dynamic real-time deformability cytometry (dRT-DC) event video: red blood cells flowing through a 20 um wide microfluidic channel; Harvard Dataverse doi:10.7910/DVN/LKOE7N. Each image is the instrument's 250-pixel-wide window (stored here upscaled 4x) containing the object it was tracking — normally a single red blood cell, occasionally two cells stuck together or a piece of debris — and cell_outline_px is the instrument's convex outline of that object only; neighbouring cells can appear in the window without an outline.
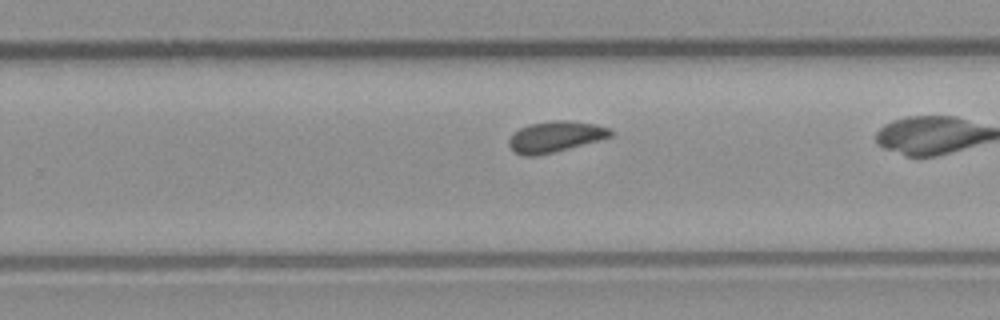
{"species": "common noctule bat (a hibernating species)", "species_latin": "Nyctalus noctula", "temperature_condition": "room temperature", "stored_images_in_passage": 27, "camera_frame_rate_fps": 3000, "um_per_image_px": 0.085, "animal": {"sex": "male", "body_mass_g": 23.1, "forearm_length_mm": 52.7}, "frame": {"image": 1, "passage_image": 20, "time_ms": 6.333, "image_size_px": [1000, 320], "cell_outline_px": [[616, 132], [612, 136], [600, 140], [536, 156], [524, 156], [516, 152], [508, 144], [508, 140], [512, 132], [528, 124], [556, 120], [568, 120], [596, 124], [612, 128]], "centroid_in_image_um": [47.24, 11.6], "position_along_channel_um": 282.6, "area_um2": 18.44}}
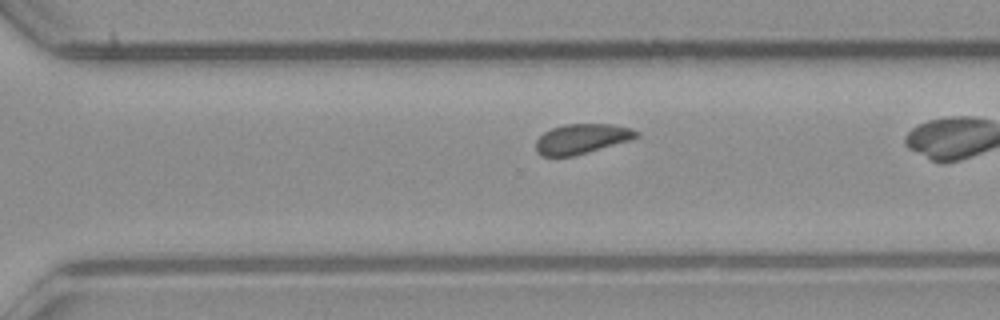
{"frame": {"image": 2, "passage_image": 23, "time_ms": 7.333, "image_size_px": [1000, 320], "cell_outline_px": [[640, 136], [632, 140], [572, 156], [540, 156], [536, 152], [536, 140], [544, 132], [552, 128], [564, 124], [612, 124], [632, 128], [640, 132]], "centroid_in_image_um": [49.47, 11.79], "position_along_channel_um": 321.1, "area_um2": 17.63}}